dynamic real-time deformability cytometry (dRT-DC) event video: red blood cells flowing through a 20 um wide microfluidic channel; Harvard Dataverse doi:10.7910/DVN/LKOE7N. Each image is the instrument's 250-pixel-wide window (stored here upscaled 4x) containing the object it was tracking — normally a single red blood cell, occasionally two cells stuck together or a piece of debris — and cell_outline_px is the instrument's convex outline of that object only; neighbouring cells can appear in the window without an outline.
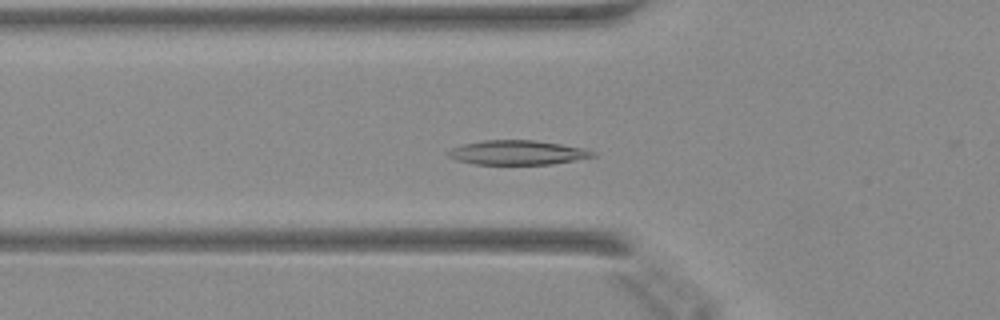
{"species": "Egyptian fruit bat (a non-hibernating species)", "species_latin": "Rousettus aegyptiacus", "temperature_condition": "warm", "stored_images_in_passage": 49, "camera_frame_rate_fps": 3000, "um_per_image_px": 0.085, "animal": {"sex": "female"}, "frame": {"image": 1, "passage_image": 17, "time_ms": 5.333, "image_size_px": [1000, 320], "cell_outline_px": [[596, 156], [552, 164], [476, 164], [456, 160], [448, 156], [448, 152], [452, 148], [460, 144], [484, 140], [532, 140], [560, 144], [584, 148], [596, 152]], "centroid_in_image_um": [43.97, 12.96], "position_along_channel_um": 81.8, "area_um2": 20.46}}
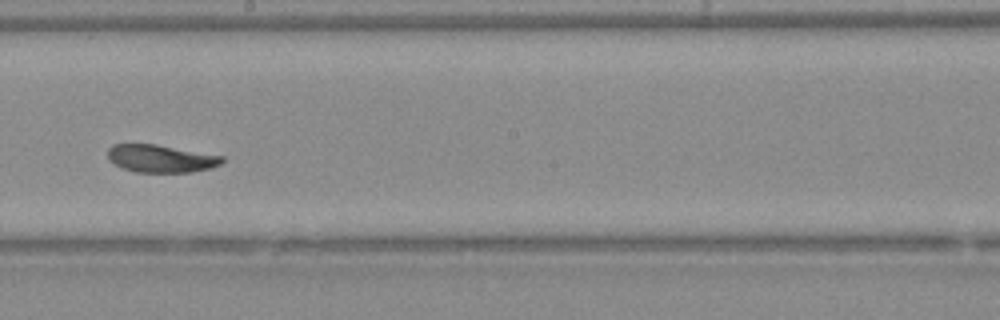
{"frame": {"image": 2, "passage_image": 28, "time_ms": 9.0, "image_size_px": [1000, 320], "cell_outline_px": [[224, 160], [220, 164], [212, 168], [192, 172], [136, 172], [120, 168], [108, 160], [108, 148], [112, 144], [156, 144], [224, 156]], "centroid_in_image_um": [13.65, 13.48], "position_along_channel_um": 234.5, "area_um2": 18.61}}
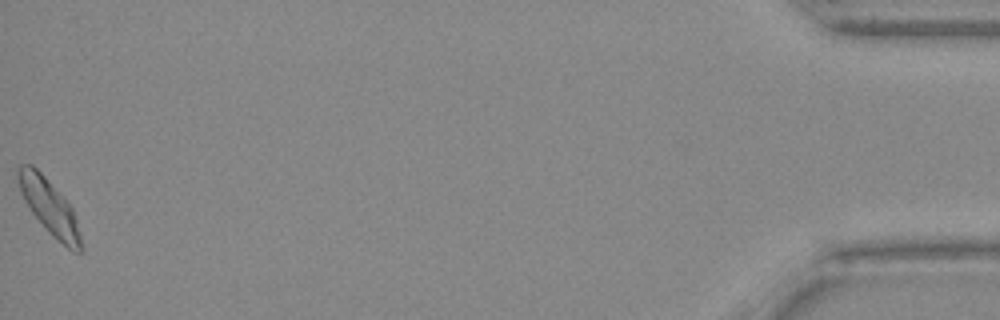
{"frame": {"image": 3, "passage_image": 49, "time_ms": 16.0, "image_size_px": [1000, 320], "cell_outline_px": [[84, 252], [72, 252], [52, 236], [48, 232], [32, 212], [24, 200], [20, 192], [16, 176], [16, 168], [20, 164], [32, 164], [44, 176], [72, 208], [76, 220], [84, 248]], "centroid_in_image_um": [4.18, 17.61], "position_along_channel_um": 431.0, "area_um2": 20.11}}